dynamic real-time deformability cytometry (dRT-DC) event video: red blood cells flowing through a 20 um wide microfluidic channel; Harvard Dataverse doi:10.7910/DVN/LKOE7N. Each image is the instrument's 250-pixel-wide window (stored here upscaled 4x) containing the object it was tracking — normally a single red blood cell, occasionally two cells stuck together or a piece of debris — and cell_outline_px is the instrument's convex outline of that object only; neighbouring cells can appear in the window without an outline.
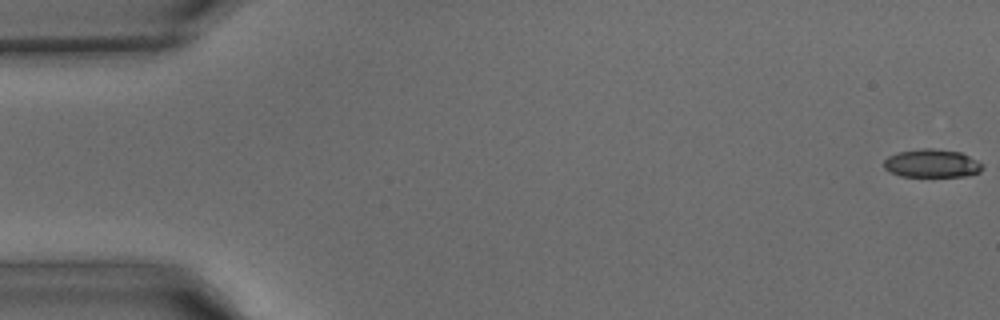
{"species": "common noctule bat (a hibernating species)", "species_latin": "Nyctalus noctula", "temperature_condition": "warm", "stored_images_in_passage": 42, "camera_frame_rate_fps": 3000, "um_per_image_px": 0.085, "animal": {"sex": "male", "body_mass_g": 15.6}, "frame": {"image": 1, "passage_image": 1, "time_ms": 0.0, "image_size_px": [1000, 320], "cell_outline_px": [[984, 168], [980, 172], [968, 176], [900, 176], [888, 172], [884, 168], [884, 160], [888, 156], [896, 152], [924, 148], [932, 148], [960, 152], [984, 164]], "centroid_in_image_um": [79.2, 13.89], "position_along_channel_um": 5.8, "area_um2": 16.36}}
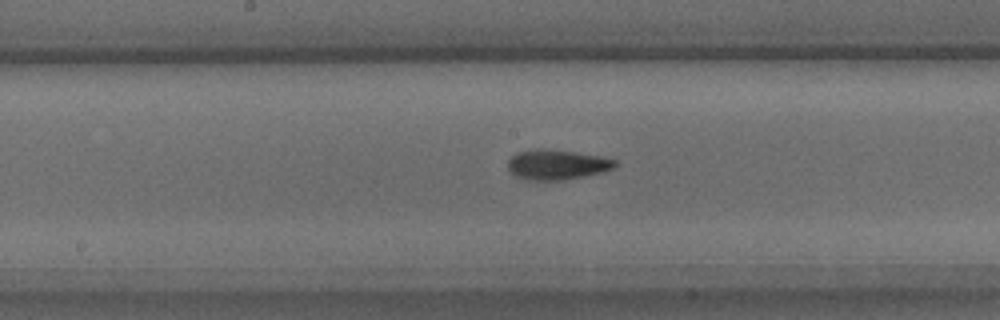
{"frame": {"image": 2, "passage_image": 22, "time_ms": 7.0, "image_size_px": [1000, 320], "cell_outline_px": [[616, 168], [604, 172], [564, 180], [528, 180], [516, 176], [508, 168], [508, 160], [516, 152], [536, 148], [540, 148], [576, 152], [604, 156], [616, 160]], "centroid_in_image_um": [47.37, 13.98], "position_along_channel_um": 200.8, "area_um2": 18.96}}
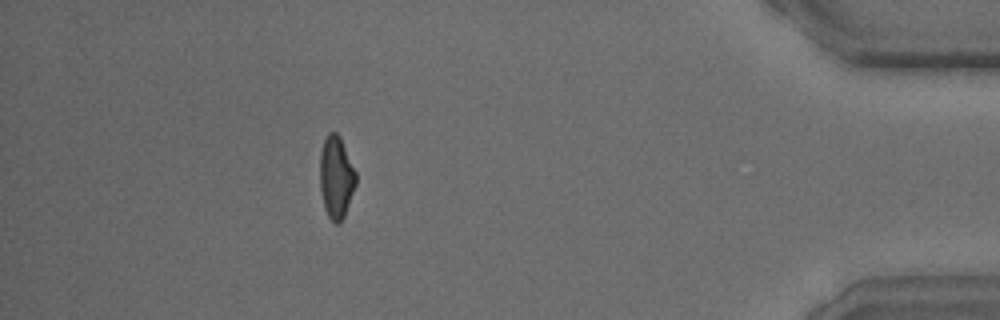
{"frame": {"image": 3, "passage_image": 38, "time_ms": 12.333, "image_size_px": [1000, 320], "cell_outline_px": [[356, 184], [344, 216], [340, 224], [336, 224], [328, 216], [324, 208], [320, 188], [320, 152], [324, 140], [328, 132], [336, 132], [340, 136], [356, 172]], "centroid_in_image_um": [28.57, 15.06], "position_along_channel_um": 406.6, "area_um2": 17.28}}